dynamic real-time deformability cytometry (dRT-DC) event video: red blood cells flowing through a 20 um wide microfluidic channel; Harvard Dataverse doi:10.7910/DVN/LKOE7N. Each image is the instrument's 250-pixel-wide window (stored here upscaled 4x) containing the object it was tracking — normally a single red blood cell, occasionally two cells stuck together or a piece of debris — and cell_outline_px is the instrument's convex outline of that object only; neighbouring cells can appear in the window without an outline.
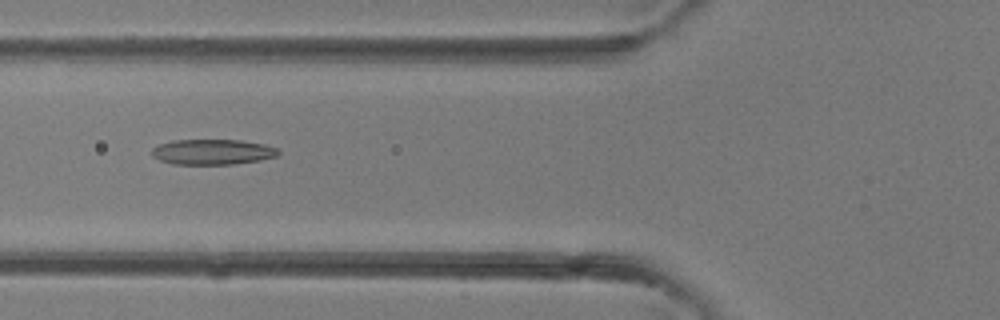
{"species": "common noctule bat (a hibernating species)", "species_latin": "Nyctalus noctula", "temperature_condition": "room temperature", "stored_images_in_passage": 39, "camera_frame_rate_fps": 3000, "um_per_image_px": 0.085, "animal": {"sex": "female"}, "frame": {"image": 1, "passage_image": 15, "time_ms": 4.667, "image_size_px": [1000, 320], "cell_outline_px": [[280, 152], [276, 156], [260, 160], [232, 164], [172, 164], [160, 160], [152, 156], [152, 148], [160, 144], [172, 140], [240, 140], [264, 144], [276, 148]], "centroid_in_image_um": [18.04, 12.91], "position_along_channel_um": 107.8, "area_um2": 18.61}}
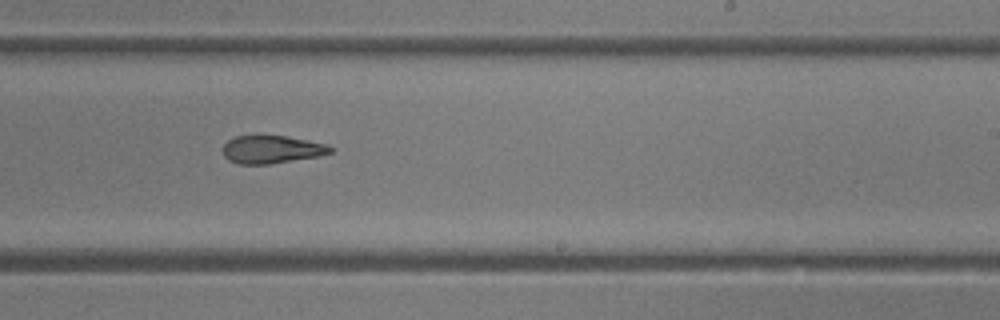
{"frame": {"image": 2, "passage_image": 24, "time_ms": 7.667, "image_size_px": [1000, 320], "cell_outline_px": [[332, 152], [320, 156], [268, 164], [240, 164], [228, 160], [224, 156], [224, 144], [228, 140], [236, 136], [288, 136], [328, 144], [332, 148]], "centroid_in_image_um": [23.12, 12.7], "position_along_channel_um": 265.9, "area_um2": 17.4}}
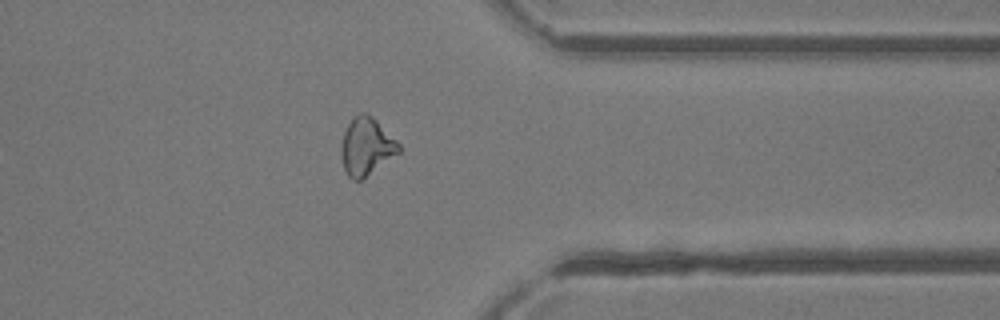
{"frame": {"image": 3, "passage_image": 31, "time_ms": 10.0, "image_size_px": [1000, 320], "cell_outline_px": [[400, 152], [360, 180], [352, 180], [348, 176], [344, 168], [340, 156], [340, 148], [344, 132], [352, 116], [360, 112], [364, 112], [372, 116], [400, 144]], "centroid_in_image_um": [31.11, 12.43], "position_along_channel_um": 380.3, "area_um2": 19.25}}